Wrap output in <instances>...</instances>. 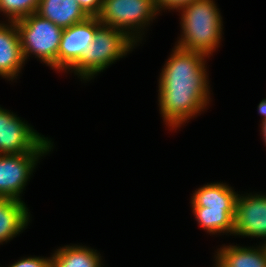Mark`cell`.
<instances>
[{"mask_svg":"<svg viewBox=\"0 0 266 267\" xmlns=\"http://www.w3.org/2000/svg\"><path fill=\"white\" fill-rule=\"evenodd\" d=\"M206 58L202 52L174 46L162 67L158 105L169 130H176L208 107L210 98Z\"/></svg>","mask_w":266,"mask_h":267,"instance_id":"1","label":"cell"},{"mask_svg":"<svg viewBox=\"0 0 266 267\" xmlns=\"http://www.w3.org/2000/svg\"><path fill=\"white\" fill-rule=\"evenodd\" d=\"M214 0H195L181 11V38L175 46L211 56L220 46L223 20Z\"/></svg>","mask_w":266,"mask_h":267,"instance_id":"2","label":"cell"},{"mask_svg":"<svg viewBox=\"0 0 266 267\" xmlns=\"http://www.w3.org/2000/svg\"><path fill=\"white\" fill-rule=\"evenodd\" d=\"M138 44L125 32L101 25L89 44L87 55L70 71L81 81H89L108 66L125 57Z\"/></svg>","mask_w":266,"mask_h":267,"instance_id":"3","label":"cell"},{"mask_svg":"<svg viewBox=\"0 0 266 267\" xmlns=\"http://www.w3.org/2000/svg\"><path fill=\"white\" fill-rule=\"evenodd\" d=\"M24 60L35 55L40 62L57 71V56L63 29L33 13L15 22Z\"/></svg>","mask_w":266,"mask_h":267,"instance_id":"4","label":"cell"},{"mask_svg":"<svg viewBox=\"0 0 266 267\" xmlns=\"http://www.w3.org/2000/svg\"><path fill=\"white\" fill-rule=\"evenodd\" d=\"M158 14L154 0H103L97 17L102 25L122 30L138 43L142 41L145 27Z\"/></svg>","mask_w":266,"mask_h":267,"instance_id":"5","label":"cell"},{"mask_svg":"<svg viewBox=\"0 0 266 267\" xmlns=\"http://www.w3.org/2000/svg\"><path fill=\"white\" fill-rule=\"evenodd\" d=\"M48 137L32 152L0 154V198L21 200V195L41 157L53 149Z\"/></svg>","mask_w":266,"mask_h":267,"instance_id":"6","label":"cell"},{"mask_svg":"<svg viewBox=\"0 0 266 267\" xmlns=\"http://www.w3.org/2000/svg\"><path fill=\"white\" fill-rule=\"evenodd\" d=\"M98 17L64 28L57 56V72L72 70L86 55L96 30L101 26Z\"/></svg>","mask_w":266,"mask_h":267,"instance_id":"7","label":"cell"},{"mask_svg":"<svg viewBox=\"0 0 266 267\" xmlns=\"http://www.w3.org/2000/svg\"><path fill=\"white\" fill-rule=\"evenodd\" d=\"M46 138L25 120L0 107V154L32 152Z\"/></svg>","mask_w":266,"mask_h":267,"instance_id":"8","label":"cell"},{"mask_svg":"<svg viewBox=\"0 0 266 267\" xmlns=\"http://www.w3.org/2000/svg\"><path fill=\"white\" fill-rule=\"evenodd\" d=\"M246 194H239L237 197L233 235L256 237L264 241L266 239V195ZM264 243L266 244V240Z\"/></svg>","mask_w":266,"mask_h":267,"instance_id":"9","label":"cell"},{"mask_svg":"<svg viewBox=\"0 0 266 267\" xmlns=\"http://www.w3.org/2000/svg\"><path fill=\"white\" fill-rule=\"evenodd\" d=\"M0 23V76L13 81L17 79L25 60L15 22Z\"/></svg>","mask_w":266,"mask_h":267,"instance_id":"10","label":"cell"},{"mask_svg":"<svg viewBox=\"0 0 266 267\" xmlns=\"http://www.w3.org/2000/svg\"><path fill=\"white\" fill-rule=\"evenodd\" d=\"M30 221V212L24 201L0 198V244L22 233Z\"/></svg>","mask_w":266,"mask_h":267,"instance_id":"11","label":"cell"},{"mask_svg":"<svg viewBox=\"0 0 266 267\" xmlns=\"http://www.w3.org/2000/svg\"><path fill=\"white\" fill-rule=\"evenodd\" d=\"M214 255L215 267H266V244L257 247L223 245Z\"/></svg>","mask_w":266,"mask_h":267,"instance_id":"12","label":"cell"},{"mask_svg":"<svg viewBox=\"0 0 266 267\" xmlns=\"http://www.w3.org/2000/svg\"><path fill=\"white\" fill-rule=\"evenodd\" d=\"M36 14L62 29L83 22L89 17L77 0H40Z\"/></svg>","mask_w":266,"mask_h":267,"instance_id":"13","label":"cell"},{"mask_svg":"<svg viewBox=\"0 0 266 267\" xmlns=\"http://www.w3.org/2000/svg\"><path fill=\"white\" fill-rule=\"evenodd\" d=\"M238 193L223 182L207 183L195 190L192 207H208L215 210H235Z\"/></svg>","mask_w":266,"mask_h":267,"instance_id":"14","label":"cell"},{"mask_svg":"<svg viewBox=\"0 0 266 267\" xmlns=\"http://www.w3.org/2000/svg\"><path fill=\"white\" fill-rule=\"evenodd\" d=\"M52 267H103L97 250L82 245H65L51 256Z\"/></svg>","mask_w":266,"mask_h":267,"instance_id":"15","label":"cell"},{"mask_svg":"<svg viewBox=\"0 0 266 267\" xmlns=\"http://www.w3.org/2000/svg\"><path fill=\"white\" fill-rule=\"evenodd\" d=\"M197 224L207 231L215 234H234L235 210H215L208 207H192Z\"/></svg>","mask_w":266,"mask_h":267,"instance_id":"16","label":"cell"},{"mask_svg":"<svg viewBox=\"0 0 266 267\" xmlns=\"http://www.w3.org/2000/svg\"><path fill=\"white\" fill-rule=\"evenodd\" d=\"M40 0H0V12L8 22H16L36 13Z\"/></svg>","mask_w":266,"mask_h":267,"instance_id":"17","label":"cell"},{"mask_svg":"<svg viewBox=\"0 0 266 267\" xmlns=\"http://www.w3.org/2000/svg\"><path fill=\"white\" fill-rule=\"evenodd\" d=\"M8 267H52L51 257H23Z\"/></svg>","mask_w":266,"mask_h":267,"instance_id":"18","label":"cell"},{"mask_svg":"<svg viewBox=\"0 0 266 267\" xmlns=\"http://www.w3.org/2000/svg\"><path fill=\"white\" fill-rule=\"evenodd\" d=\"M195 0H154L155 6L160 13L162 10H179L183 6L188 5L189 3Z\"/></svg>","mask_w":266,"mask_h":267,"instance_id":"19","label":"cell"},{"mask_svg":"<svg viewBox=\"0 0 266 267\" xmlns=\"http://www.w3.org/2000/svg\"><path fill=\"white\" fill-rule=\"evenodd\" d=\"M77 2L89 17H97L103 4V0H77Z\"/></svg>","mask_w":266,"mask_h":267,"instance_id":"20","label":"cell"},{"mask_svg":"<svg viewBox=\"0 0 266 267\" xmlns=\"http://www.w3.org/2000/svg\"><path fill=\"white\" fill-rule=\"evenodd\" d=\"M258 113L261 115V125L266 122V99L261 100V102L258 105Z\"/></svg>","mask_w":266,"mask_h":267,"instance_id":"21","label":"cell"},{"mask_svg":"<svg viewBox=\"0 0 266 267\" xmlns=\"http://www.w3.org/2000/svg\"><path fill=\"white\" fill-rule=\"evenodd\" d=\"M260 127H261V134L263 137V141H264L265 146H266V122H264L262 125H260Z\"/></svg>","mask_w":266,"mask_h":267,"instance_id":"22","label":"cell"}]
</instances>
